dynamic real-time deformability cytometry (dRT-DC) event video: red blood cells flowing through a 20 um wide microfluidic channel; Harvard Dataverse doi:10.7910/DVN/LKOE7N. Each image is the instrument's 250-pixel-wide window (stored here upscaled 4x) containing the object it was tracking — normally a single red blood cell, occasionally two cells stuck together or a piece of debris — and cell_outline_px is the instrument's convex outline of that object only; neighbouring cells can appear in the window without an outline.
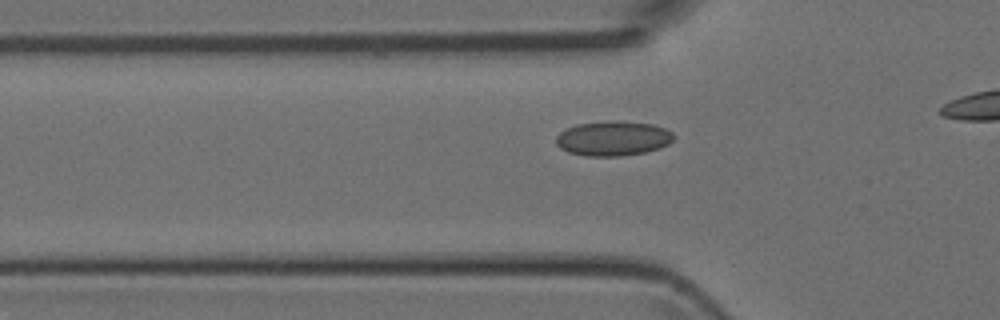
{"species": "Egyptian fruit bat (a non-hibernating species)", "species_latin": "Rousettus aegyptiacus", "temperature_condition": "room temperature", "stored_images_in_passage": 19, "camera_frame_rate_fps": 3000, "um_per_image_px": 0.085, "animal": {"sex": "female"}, "frame": {"image": 1, "passage_image": 11, "time_ms": 3.333, "image_size_px": [1000, 320], "cell_outline_px": [[676, 136], [668, 144], [660, 148], [644, 152], [620, 156], [584, 156], [568, 152], [560, 148], [556, 144], [556, 136], [560, 132], [576, 124], [608, 120], [620, 120], [652, 124], [664, 128], [672, 132]], "centroid_in_image_um": [52.1, 11.75], "position_along_channel_um": 73.7, "area_um2": 24.04}}
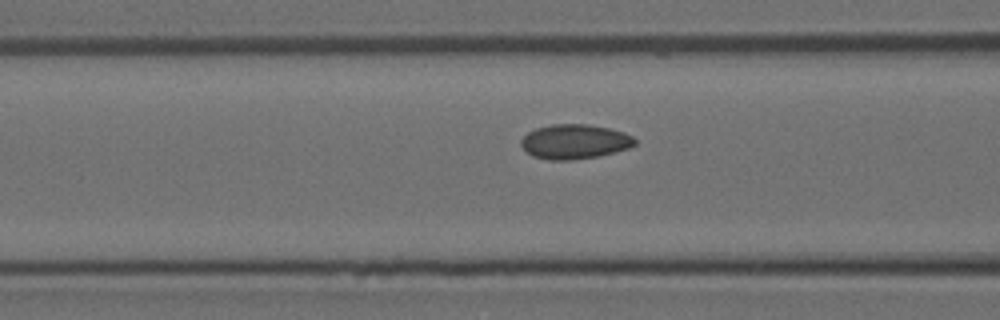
{"frame": {"image": 2, "passage_image": 14, "time_ms": 4.333, "image_size_px": [1000, 320], "cell_outline_px": [[636, 144], [628, 148], [596, 156], [572, 160], [548, 160], [532, 156], [520, 144], [520, 140], [528, 132], [536, 128], [552, 124], [588, 124], [608, 128], [624, 132], [632, 136], [636, 140]], "centroid_in_image_um": [48.82, 12.03], "position_along_channel_um": 117.8, "area_um2": 22.83}}